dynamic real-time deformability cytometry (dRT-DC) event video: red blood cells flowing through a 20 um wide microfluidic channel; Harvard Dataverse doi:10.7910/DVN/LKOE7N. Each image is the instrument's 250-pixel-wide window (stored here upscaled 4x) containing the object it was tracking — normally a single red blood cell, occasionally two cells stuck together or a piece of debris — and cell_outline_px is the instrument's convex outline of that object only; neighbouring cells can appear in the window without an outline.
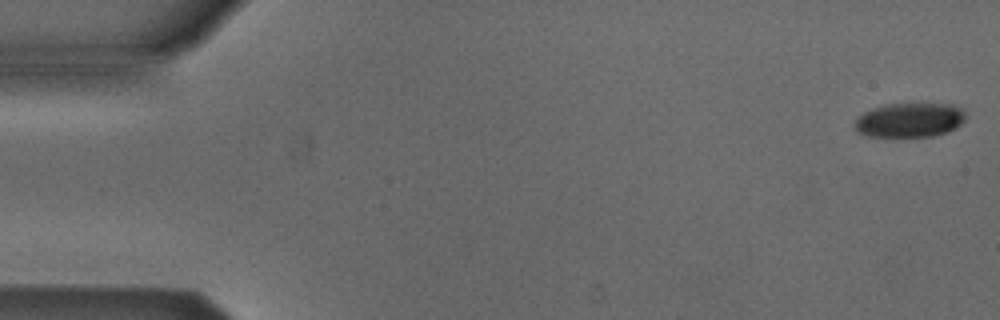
{"species": "Egyptian fruit bat (a non-hibernating species)", "species_latin": "Rousettus aegyptiacus", "temperature_condition": "cold", "stored_images_in_passage": 5, "camera_frame_rate_fps": 3000, "um_per_image_px": 0.085, "animal": {"sex": "male"}, "frame": {"image": 1, "passage_image": 1, "time_ms": 0.0, "image_size_px": [1000, 320], "cell_outline_px": [[968, 116], [960, 124], [944, 132], [932, 136], [868, 136], [860, 132], [852, 124], [856, 116], [872, 108], [888, 104], [952, 104], [964, 108]], "centroid_in_image_um": [77.31, 10.18], "position_along_channel_um": 7.7, "area_um2": 22.2}}
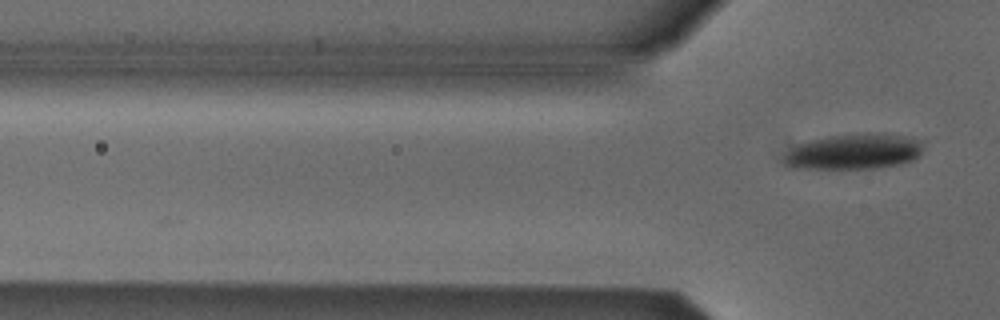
{"frame": {"image": 2, "passage_image": 5, "time_ms": 4.667, "image_size_px": [1000, 320], "cell_outline_px": [[924, 140], [920, 152], [912, 160], [900, 164], [872, 168], [788, 168], [780, 160], [796, 144], [812, 140], [832, 136], [868, 132], [884, 132]], "centroid_in_image_um": [72.57, 12.87], "position_along_channel_um": 53.2, "area_um2": 28.96}}